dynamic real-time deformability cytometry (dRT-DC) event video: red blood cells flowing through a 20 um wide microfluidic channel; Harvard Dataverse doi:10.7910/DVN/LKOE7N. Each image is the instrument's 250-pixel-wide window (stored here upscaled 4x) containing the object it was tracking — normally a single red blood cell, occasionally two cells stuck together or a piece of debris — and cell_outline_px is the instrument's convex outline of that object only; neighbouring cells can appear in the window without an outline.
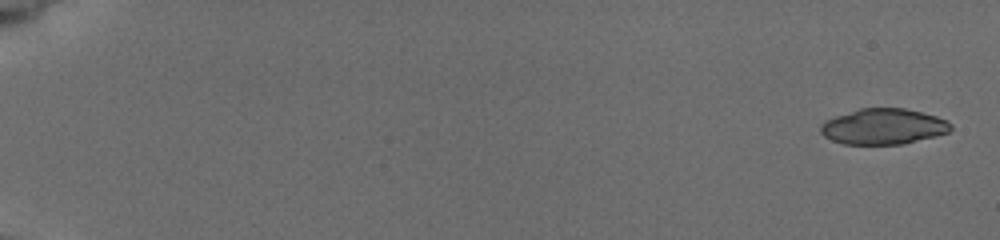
{"species": "common noctule bat (a hibernating species)", "species_latin": "Nyctalus noctula", "temperature_condition": "cold", "stored_images_in_passage": 14, "camera_frame_rate_fps": 3000, "um_per_image_px": 0.085, "animal": {"sex": "female", "body_mass_g": 19.5, "forearm_length_mm": 54.1}, "frame": {"image": 1, "passage_image": 1, "time_ms": 0.0, "image_size_px": [1000, 240], "cell_outline_px": [[952, 128], [948, 132], [936, 136], [904, 144], [844, 144], [832, 140], [824, 136], [820, 132], [820, 124], [824, 120], [860, 108], [904, 108], [936, 116], [948, 120], [952, 124]], "centroid_in_image_um": [75.09, 10.76], "position_along_channel_um": 9.9, "area_um2": 27.17}}
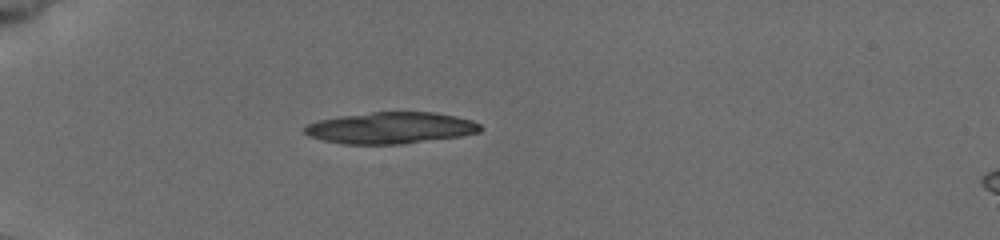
{"frame": {"image": 2, "passage_image": 9, "time_ms": 5.333, "image_size_px": [1000, 240], "cell_outline_px": [[484, 128], [480, 132], [460, 136], [400, 144], [344, 144], [324, 140], [308, 136], [304, 132], [304, 128], [308, 124], [320, 120], [340, 116], [372, 112], [432, 112], [456, 116], [472, 120], [480, 124]], "centroid_in_image_um": [33.23, 10.87], "position_along_channel_um": 51.8, "area_um2": 32.14}}